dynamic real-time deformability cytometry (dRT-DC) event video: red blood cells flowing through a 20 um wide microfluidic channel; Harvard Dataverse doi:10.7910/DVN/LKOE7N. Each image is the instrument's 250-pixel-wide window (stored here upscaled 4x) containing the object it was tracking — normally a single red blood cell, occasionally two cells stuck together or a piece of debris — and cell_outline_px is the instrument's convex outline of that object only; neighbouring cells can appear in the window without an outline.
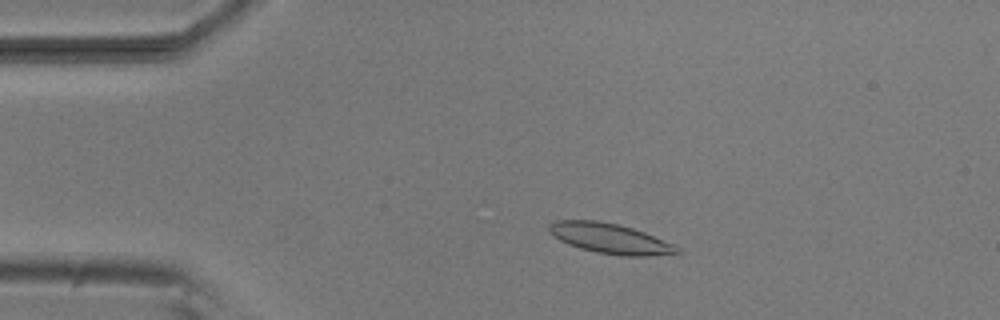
{"species": "common noctule bat (a hibernating species)", "species_latin": "Nyctalus noctula", "temperature_condition": "room temperature", "stored_images_in_passage": 52, "camera_frame_rate_fps": 3000, "um_per_image_px": 0.085, "animal": {"sex": "male", "body_mass_g": 20.5, "forearm_length_mm": 52.5}, "frame": {"image": 1, "passage_image": 10, "time_ms": 3.0, "image_size_px": [1000, 320], "cell_outline_px": [[684, 252], [680, 256], [620, 256], [596, 252], [580, 248], [568, 244], [552, 236], [548, 232], [548, 224], [556, 220], [596, 220], [616, 224], [632, 228], [644, 232], [672, 244], [680, 248]], "centroid_in_image_um": [51.92, 20.3], "position_along_channel_um": 33.1, "area_um2": 22.95}}
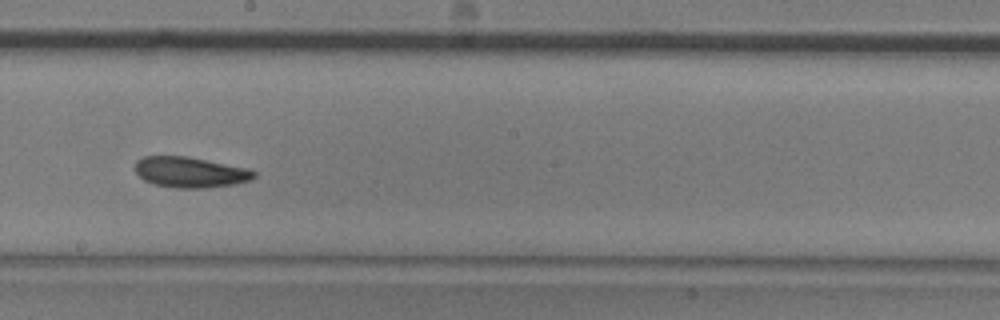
{"frame": {"image": 2, "passage_image": 29, "time_ms": 9.333, "image_size_px": [1000, 320], "cell_outline_px": [[256, 176], [248, 180], [232, 184], [204, 188], [176, 188], [156, 184], [144, 180], [132, 168], [136, 160], [144, 156], [188, 156], [248, 168], [256, 172]], "centroid_in_image_um": [16.12, 14.62], "position_along_channel_um": 232.1, "area_um2": 21.21}}
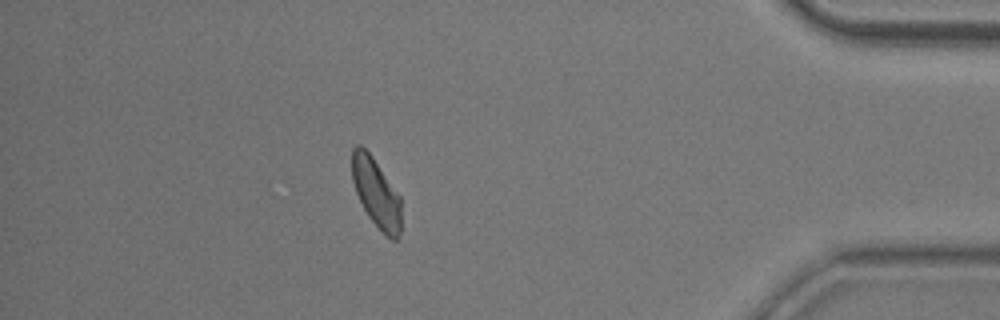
{"frame": {"image": 3, "passage_image": 46, "time_ms": 15.0, "image_size_px": [1000, 320], "cell_outline_px": [[400, 232], [396, 240], [392, 240], [368, 216], [356, 192], [352, 180], [352, 148], [356, 144], [360, 144], [372, 156], [400, 196]], "centroid_in_image_um": [31.96, 16.35], "position_along_channel_um": 403.2, "area_um2": 19.36}, "authors_computed_cell_mechanics": {"area_um2": 21.0681, "velocity_mm_per_s": 3.8065, "shape_relaxation_time_tau1_ms": 3.7588, "shape_relaxation_time_tau2_ms": 4.908, "deformation_change_tau1": 0.1172, "deformation_change_tau2": 0.1311}}